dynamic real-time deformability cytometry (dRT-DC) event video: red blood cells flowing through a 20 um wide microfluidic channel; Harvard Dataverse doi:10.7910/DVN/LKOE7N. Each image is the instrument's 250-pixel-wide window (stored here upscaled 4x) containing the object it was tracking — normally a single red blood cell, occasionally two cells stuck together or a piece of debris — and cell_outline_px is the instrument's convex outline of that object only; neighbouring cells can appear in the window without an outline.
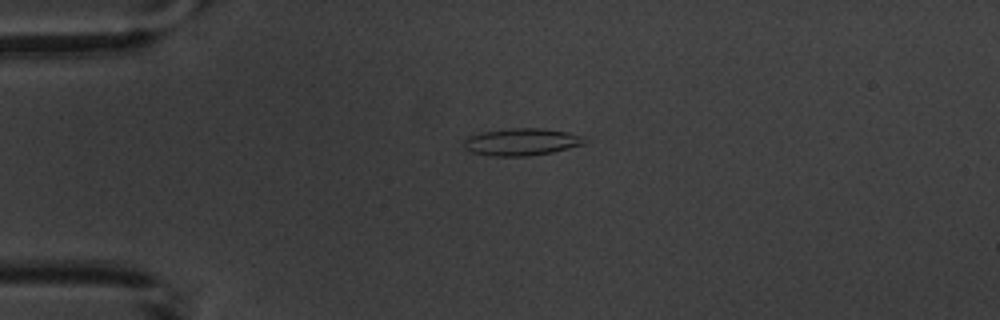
{"species": "common noctule bat (a hibernating species)", "species_latin": "Nyctalus noctula", "temperature_condition": "warm", "stored_images_in_passage": 2, "camera_frame_rate_fps": 3000, "um_per_image_px": 0.085, "animal": {"sex": "male", "body_mass_g": 20.1, "forearm_length_mm": 53.5}, "frame": {"image": 1, "passage_image": 1, "time_ms": 0.0, "image_size_px": [1000, 320], "cell_outline_px": [[584, 144], [552, 152], [528, 156], [496, 156], [472, 152], [464, 148], [464, 140], [468, 136], [484, 132], [508, 128], [540, 128], [568, 132], [580, 136], [584, 140]], "centroid_in_image_um": [44.3, 12.06], "position_along_channel_um": 40.7, "area_um2": 18.84}}